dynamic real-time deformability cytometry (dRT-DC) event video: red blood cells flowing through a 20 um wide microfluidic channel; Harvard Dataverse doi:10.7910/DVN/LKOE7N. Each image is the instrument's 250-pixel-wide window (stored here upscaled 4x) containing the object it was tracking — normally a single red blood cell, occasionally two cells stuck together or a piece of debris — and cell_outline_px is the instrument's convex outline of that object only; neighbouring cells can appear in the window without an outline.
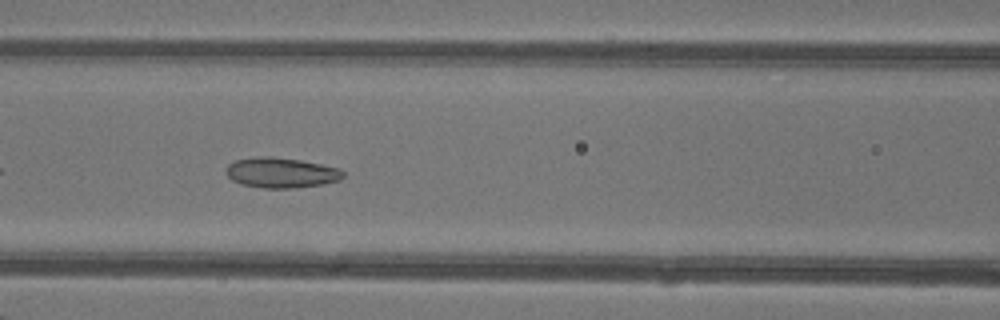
{"species": "common noctule bat (a hibernating species)", "species_latin": "Nyctalus noctula", "temperature_condition": "warm", "stored_images_in_passage": 29, "camera_frame_rate_fps": 3000, "um_per_image_px": 0.085, "animal": {"sex": "female"}, "frame": {"image": 1, "passage_image": 9, "time_ms": 2.667, "image_size_px": [1000, 320], "cell_outline_px": [[344, 176], [340, 180], [324, 184], [292, 188], [264, 188], [240, 184], [232, 180], [224, 172], [228, 164], [236, 160], [256, 156], [268, 156], [300, 160], [340, 168], [344, 172]], "centroid_in_image_um": [23.88, 14.68], "position_along_channel_um": 142.7, "area_um2": 20.75}}
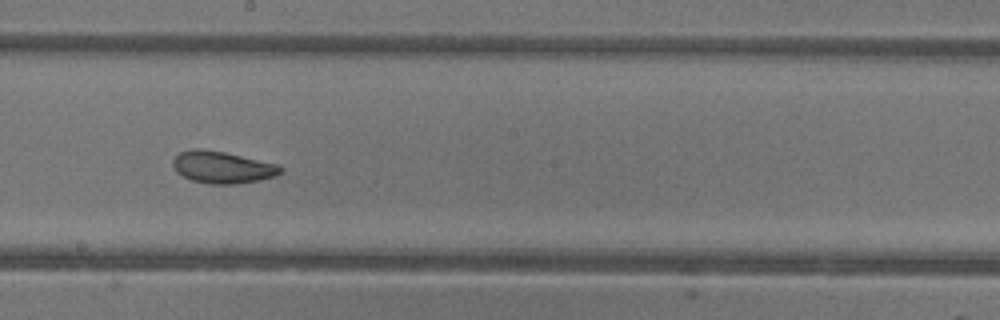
{"frame": {"image": 2, "passage_image": 15, "time_ms": 4.667, "image_size_px": [1000, 320], "cell_outline_px": [[284, 172], [276, 176], [260, 180], [232, 184], [208, 184], [192, 180], [176, 172], [172, 164], [172, 160], [180, 152], [192, 148], [200, 148], [224, 152], [276, 164], [284, 168]], "centroid_in_image_um": [18.9, 14.22], "position_along_channel_um": 229.3, "area_um2": 20.06}}
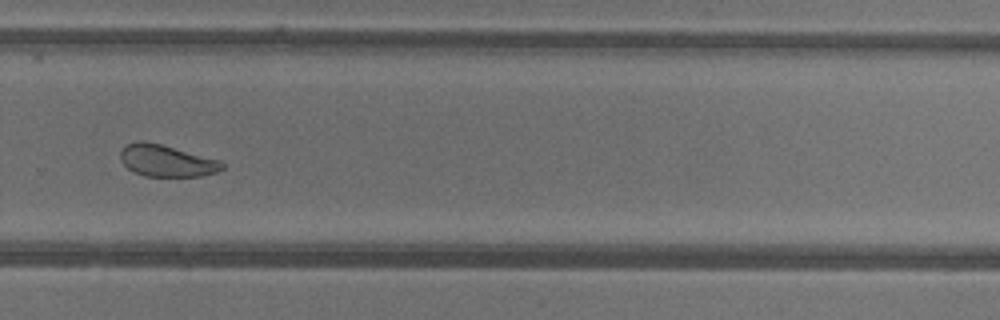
{"frame": {"image": 3, "passage_image": 21, "time_ms": 6.667, "image_size_px": [1000, 320], "cell_outline_px": [[224, 168], [216, 172], [200, 176], [144, 176], [132, 172], [120, 160], [120, 152], [128, 144], [136, 140], [144, 140], [160, 144], [220, 160], [224, 164]], "centroid_in_image_um": [14.13, 13.66], "position_along_channel_um": 315.7, "area_um2": 18.79}, "authors_computed_cell_mechanics": {"area_um2": 20.1722, "velocity_mm_per_s": 4.3395, "shape_relaxation_time_tau1_ms": 6.1114, "shape_relaxation_time_tau2_ms": 1.5564, "deformation_change_tau1": 0.1241, "deformation_change_tau2": 0.0728}}